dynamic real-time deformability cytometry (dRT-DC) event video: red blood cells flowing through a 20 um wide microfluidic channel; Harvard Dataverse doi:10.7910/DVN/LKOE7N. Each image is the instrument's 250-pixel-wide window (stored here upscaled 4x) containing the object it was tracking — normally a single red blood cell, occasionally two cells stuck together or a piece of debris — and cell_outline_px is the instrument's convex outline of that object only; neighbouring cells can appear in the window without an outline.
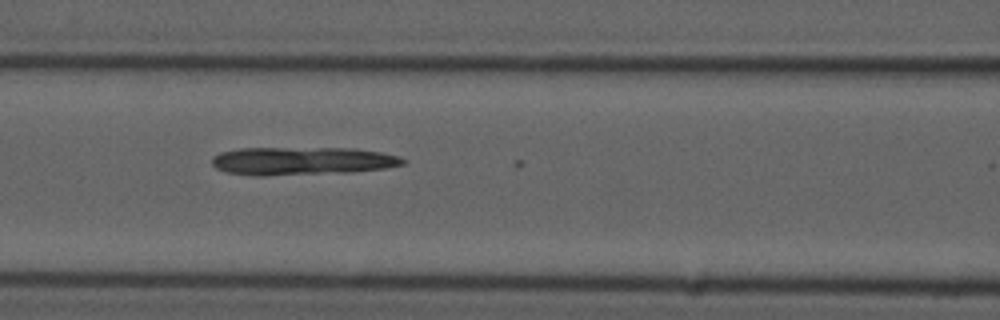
{"species": "common noctule bat (a hibernating species)", "species_latin": "Nyctalus noctula", "temperature_condition": "cold", "stored_images_in_passage": 8, "camera_frame_rate_fps": 3000, "um_per_image_px": 0.085, "animal": {"sex": "male", "forearm_length_mm": 52.5}, "frame": {"image": 1, "passage_image": 6, "time_ms": 1.667, "image_size_px": [1000, 320], "cell_outline_px": [[408, 160], [404, 164], [388, 168], [352, 172], [264, 176], [256, 176], [224, 172], [216, 168], [212, 164], [212, 156], [220, 152], [240, 148], [356, 148], [380, 152], [400, 156]], "centroid_in_image_um": [25.69, 13.68], "position_along_channel_um": 140.9, "area_um2": 31.73}}